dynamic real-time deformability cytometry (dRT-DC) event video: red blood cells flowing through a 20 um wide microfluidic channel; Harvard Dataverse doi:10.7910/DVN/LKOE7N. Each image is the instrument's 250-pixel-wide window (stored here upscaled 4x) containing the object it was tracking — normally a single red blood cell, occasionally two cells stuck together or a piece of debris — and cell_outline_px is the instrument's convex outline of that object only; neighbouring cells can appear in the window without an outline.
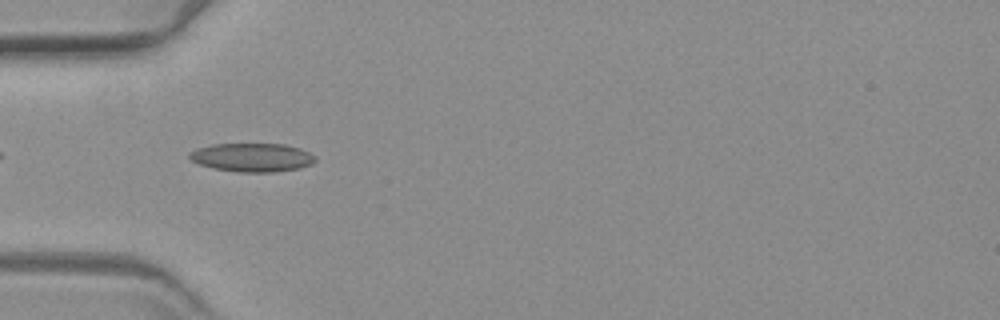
{"species": "common noctule bat (a hibernating species)", "species_latin": "Nyctalus noctula", "temperature_condition": "warm", "stored_images_in_passage": 14, "camera_frame_rate_fps": 3000, "um_per_image_px": 0.085, "animal": {"sex": "female", "body_mass_g": 19.3, "forearm_length_mm": 54.1}, "frame": {"image": 1, "passage_image": 3, "time_ms": 0.667, "image_size_px": [1000, 320], "cell_outline_px": [[316, 160], [312, 164], [300, 168], [276, 172], [236, 172], [216, 168], [200, 164], [192, 160], [188, 156], [188, 152], [196, 148], [212, 144], [284, 144], [300, 148], [316, 156]], "centroid_in_image_um": [21.45, 13.38], "position_along_channel_um": 63.6, "area_um2": 21.04}}
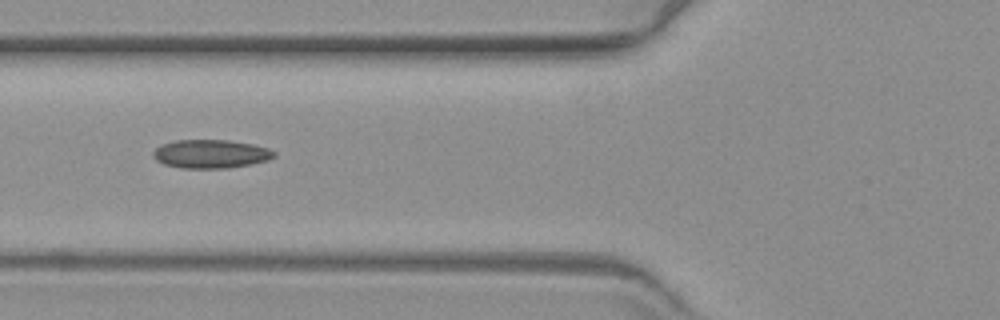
{"frame": {"image": 2, "passage_image": 7, "time_ms": 2.0, "image_size_px": [1000, 320], "cell_outline_px": [[276, 156], [268, 160], [228, 168], [180, 168], [164, 164], [156, 160], [152, 156], [152, 152], [160, 144], [176, 140], [228, 140], [252, 144], [268, 148], [276, 152]], "centroid_in_image_um": [17.89, 13.08], "position_along_channel_um": 107.9, "area_um2": 20.17}}
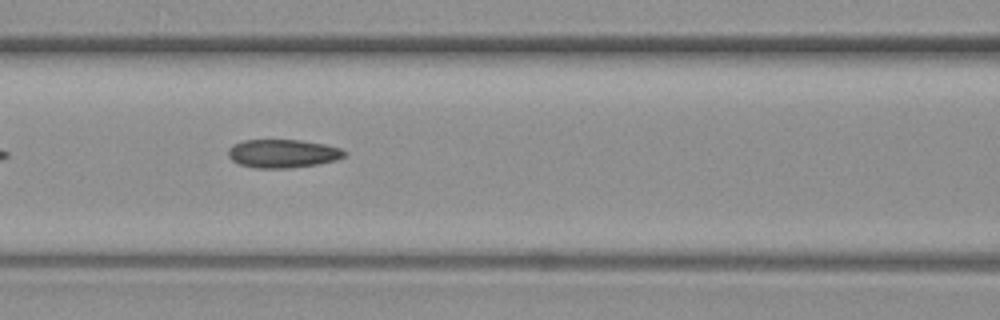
{"frame": {"image": 3, "passage_image": 10, "time_ms": 3.0, "image_size_px": [1000, 320], "cell_outline_px": [[348, 152], [344, 156], [336, 160], [316, 164], [292, 168], [256, 168], [240, 164], [232, 160], [228, 156], [228, 148], [232, 144], [244, 140], [300, 140], [324, 144], [340, 148]], "centroid_in_image_um": [24.02, 13.05], "position_along_channel_um": 142.6, "area_um2": 19.25}}